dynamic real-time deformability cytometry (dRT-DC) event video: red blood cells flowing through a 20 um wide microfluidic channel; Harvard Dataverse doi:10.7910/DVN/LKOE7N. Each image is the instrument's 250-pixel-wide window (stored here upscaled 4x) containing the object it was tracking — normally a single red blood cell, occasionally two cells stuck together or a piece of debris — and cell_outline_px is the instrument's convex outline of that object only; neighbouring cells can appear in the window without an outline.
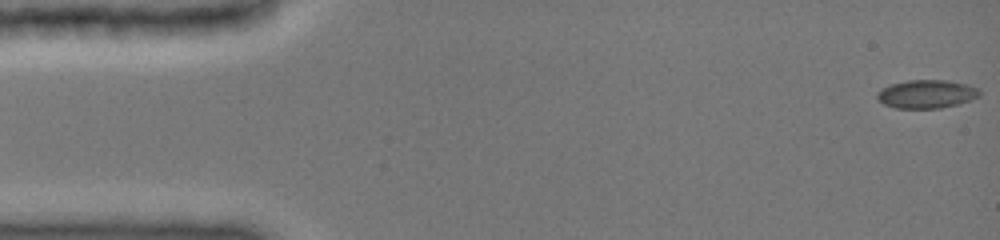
{"species": "common noctule bat (a hibernating species)", "species_latin": "Nyctalus noctula", "temperature_condition": "cold", "stored_images_in_passage": 29, "camera_frame_rate_fps": 3000, "um_per_image_px": 0.085, "animal": {"sex": "female", "body_mass_g": 19.0, "forearm_length_mm": 51.5}, "frame": {"image": 1, "passage_image": 1, "time_ms": 0.0, "image_size_px": [1000, 240], "cell_outline_px": [[980, 96], [956, 104], [940, 108], [896, 108], [884, 104], [876, 100], [876, 92], [892, 84], [908, 80], [944, 80], [968, 84], [980, 88]], "centroid_in_image_um": [78.75, 7.99], "position_along_channel_um": 6.3, "area_um2": 16.88}}
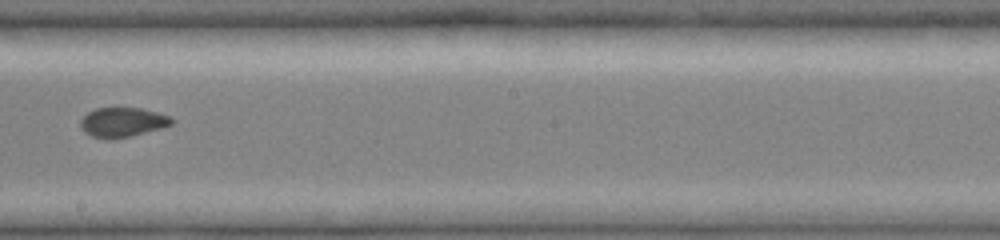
{"frame": {"image": 2, "passage_image": 17, "time_ms": 9.0, "image_size_px": [1000, 240], "cell_outline_px": [[176, 120], [172, 124], [160, 128], [112, 140], [92, 136], [84, 132], [80, 124], [80, 120], [88, 112], [96, 108], [140, 108], [156, 112], [168, 116]], "centroid_in_image_um": [10.39, 10.39], "position_along_channel_um": 237.8, "area_um2": 15.49}}
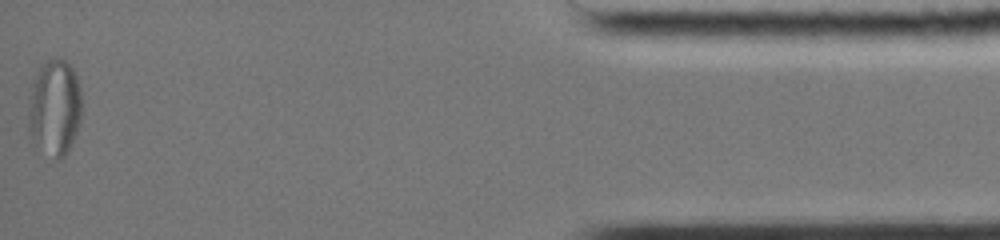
{"frame": {"image": 3, "passage_image": 29, "time_ms": 15.667, "image_size_px": [1000, 240], "cell_outline_px": [[80, 120], [72, 144], [64, 156], [60, 160], [36, 144], [28, 128], [28, 100], [32, 84], [40, 64], [48, 60], [64, 60], [72, 68], [76, 76], [80, 88]], "centroid_in_image_um": [4.63, 9.12], "position_along_channel_um": 430.6, "area_um2": 29.48}}